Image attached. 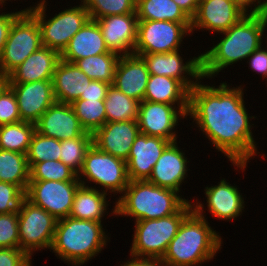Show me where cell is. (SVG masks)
I'll list each match as a JSON object with an SVG mask.
<instances>
[{"mask_svg":"<svg viewBox=\"0 0 267 266\" xmlns=\"http://www.w3.org/2000/svg\"><path fill=\"white\" fill-rule=\"evenodd\" d=\"M201 82L189 91L187 116L192 117L218 152L245 170L258 150L251 130L254 124L249 121L256 117L248 115L243 88L230 87L226 81L217 88Z\"/></svg>","mask_w":267,"mask_h":266,"instance_id":"6da1fadb","label":"cell"},{"mask_svg":"<svg viewBox=\"0 0 267 266\" xmlns=\"http://www.w3.org/2000/svg\"><path fill=\"white\" fill-rule=\"evenodd\" d=\"M196 201V205L192 203L193 211L183 220L161 259L165 266H200L212 260L222 248L220 234L205 219V206Z\"/></svg>","mask_w":267,"mask_h":266,"instance_id":"7a4b0ae2","label":"cell"},{"mask_svg":"<svg viewBox=\"0 0 267 266\" xmlns=\"http://www.w3.org/2000/svg\"><path fill=\"white\" fill-rule=\"evenodd\" d=\"M264 32L260 14L245 15L238 23L222 33L224 37L220 42L201 54L202 77L212 79L229 65L243 59L247 60L262 45Z\"/></svg>","mask_w":267,"mask_h":266,"instance_id":"3957f363","label":"cell"},{"mask_svg":"<svg viewBox=\"0 0 267 266\" xmlns=\"http://www.w3.org/2000/svg\"><path fill=\"white\" fill-rule=\"evenodd\" d=\"M108 239L101 222L68 216L57 220L51 250L64 262L81 266L101 253Z\"/></svg>","mask_w":267,"mask_h":266,"instance_id":"277c9868","label":"cell"},{"mask_svg":"<svg viewBox=\"0 0 267 266\" xmlns=\"http://www.w3.org/2000/svg\"><path fill=\"white\" fill-rule=\"evenodd\" d=\"M115 201L112 213L131 216L135 221L158 219L175 214L188 199L175 190L144 181H129L122 196Z\"/></svg>","mask_w":267,"mask_h":266,"instance_id":"5b68a950","label":"cell"},{"mask_svg":"<svg viewBox=\"0 0 267 266\" xmlns=\"http://www.w3.org/2000/svg\"><path fill=\"white\" fill-rule=\"evenodd\" d=\"M192 211V202L187 201L175 214L170 216L135 221L130 256L161 260L169 243L178 233L183 220Z\"/></svg>","mask_w":267,"mask_h":266,"instance_id":"8992f818","label":"cell"},{"mask_svg":"<svg viewBox=\"0 0 267 266\" xmlns=\"http://www.w3.org/2000/svg\"><path fill=\"white\" fill-rule=\"evenodd\" d=\"M36 4L33 7H27L26 10L36 18L40 26L42 45L56 50L59 54L64 51L71 38L90 19L89 12L82 2L79 6L64 9L49 19L46 17V0H40Z\"/></svg>","mask_w":267,"mask_h":266,"instance_id":"52a82bcc","label":"cell"},{"mask_svg":"<svg viewBox=\"0 0 267 266\" xmlns=\"http://www.w3.org/2000/svg\"><path fill=\"white\" fill-rule=\"evenodd\" d=\"M40 26L26 9L14 19L0 56V76L7 77L33 52L42 47Z\"/></svg>","mask_w":267,"mask_h":266,"instance_id":"ba28073f","label":"cell"},{"mask_svg":"<svg viewBox=\"0 0 267 266\" xmlns=\"http://www.w3.org/2000/svg\"><path fill=\"white\" fill-rule=\"evenodd\" d=\"M78 180L83 186H87L85 182L89 180L88 182L101 185L103 192L109 191L113 194H122L130 181L126 161L100 151L94 144L85 154L83 167L78 173Z\"/></svg>","mask_w":267,"mask_h":266,"instance_id":"9c48e42d","label":"cell"},{"mask_svg":"<svg viewBox=\"0 0 267 266\" xmlns=\"http://www.w3.org/2000/svg\"><path fill=\"white\" fill-rule=\"evenodd\" d=\"M56 223L51 214L24 198L18 210L20 249L30 257L35 251L51 249Z\"/></svg>","mask_w":267,"mask_h":266,"instance_id":"30bf717a","label":"cell"},{"mask_svg":"<svg viewBox=\"0 0 267 266\" xmlns=\"http://www.w3.org/2000/svg\"><path fill=\"white\" fill-rule=\"evenodd\" d=\"M185 35H191V23L138 20L133 54L169 53L180 50Z\"/></svg>","mask_w":267,"mask_h":266,"instance_id":"8fae6325","label":"cell"},{"mask_svg":"<svg viewBox=\"0 0 267 266\" xmlns=\"http://www.w3.org/2000/svg\"><path fill=\"white\" fill-rule=\"evenodd\" d=\"M80 181H29L25 198L55 219L69 216Z\"/></svg>","mask_w":267,"mask_h":266,"instance_id":"7c38bea8","label":"cell"},{"mask_svg":"<svg viewBox=\"0 0 267 266\" xmlns=\"http://www.w3.org/2000/svg\"><path fill=\"white\" fill-rule=\"evenodd\" d=\"M189 106L141 101L137 123L141 134L164 138L176 142L174 129L181 118H187ZM180 117V118H179ZM174 131V132H173Z\"/></svg>","mask_w":267,"mask_h":266,"instance_id":"4fadbf2b","label":"cell"},{"mask_svg":"<svg viewBox=\"0 0 267 266\" xmlns=\"http://www.w3.org/2000/svg\"><path fill=\"white\" fill-rule=\"evenodd\" d=\"M136 55L143 58L150 74L163 75L177 79L189 91L200 81V79L203 80L201 55L193 57V59L190 58V60H187L185 63L183 62L184 59H182L179 54V50L169 53Z\"/></svg>","mask_w":267,"mask_h":266,"instance_id":"5bb4252c","label":"cell"},{"mask_svg":"<svg viewBox=\"0 0 267 266\" xmlns=\"http://www.w3.org/2000/svg\"><path fill=\"white\" fill-rule=\"evenodd\" d=\"M248 12L234 0H200L191 19V33L201 29L221 34L238 23Z\"/></svg>","mask_w":267,"mask_h":266,"instance_id":"9a60e30c","label":"cell"},{"mask_svg":"<svg viewBox=\"0 0 267 266\" xmlns=\"http://www.w3.org/2000/svg\"><path fill=\"white\" fill-rule=\"evenodd\" d=\"M13 89L20 118L35 124L44 112L56 102L52 80L29 83H8Z\"/></svg>","mask_w":267,"mask_h":266,"instance_id":"2e32d148","label":"cell"},{"mask_svg":"<svg viewBox=\"0 0 267 266\" xmlns=\"http://www.w3.org/2000/svg\"><path fill=\"white\" fill-rule=\"evenodd\" d=\"M35 131L60 141L93 136L82 128L71 104L57 101L35 123Z\"/></svg>","mask_w":267,"mask_h":266,"instance_id":"e0dca14e","label":"cell"},{"mask_svg":"<svg viewBox=\"0 0 267 266\" xmlns=\"http://www.w3.org/2000/svg\"><path fill=\"white\" fill-rule=\"evenodd\" d=\"M109 51L131 55L137 40V13L110 15L96 19Z\"/></svg>","mask_w":267,"mask_h":266,"instance_id":"ac0fdd59","label":"cell"},{"mask_svg":"<svg viewBox=\"0 0 267 266\" xmlns=\"http://www.w3.org/2000/svg\"><path fill=\"white\" fill-rule=\"evenodd\" d=\"M170 143V141L161 137L139 133L132 144L129 157L126 160L129 180H148L153 166Z\"/></svg>","mask_w":267,"mask_h":266,"instance_id":"d6986e66","label":"cell"},{"mask_svg":"<svg viewBox=\"0 0 267 266\" xmlns=\"http://www.w3.org/2000/svg\"><path fill=\"white\" fill-rule=\"evenodd\" d=\"M139 133L137 120L106 122L93 134V144L100 151L126 161Z\"/></svg>","mask_w":267,"mask_h":266,"instance_id":"ffe728a7","label":"cell"},{"mask_svg":"<svg viewBox=\"0 0 267 266\" xmlns=\"http://www.w3.org/2000/svg\"><path fill=\"white\" fill-rule=\"evenodd\" d=\"M150 73L143 58L136 54L121 55L118 59L113 86L126 96L144 100Z\"/></svg>","mask_w":267,"mask_h":266,"instance_id":"44dd1931","label":"cell"},{"mask_svg":"<svg viewBox=\"0 0 267 266\" xmlns=\"http://www.w3.org/2000/svg\"><path fill=\"white\" fill-rule=\"evenodd\" d=\"M182 151L178 147L177 141L170 143L153 166L152 173L147 181L179 193L181 184L187 177L186 173L190 170L187 167L188 158Z\"/></svg>","mask_w":267,"mask_h":266,"instance_id":"7402d4cb","label":"cell"},{"mask_svg":"<svg viewBox=\"0 0 267 266\" xmlns=\"http://www.w3.org/2000/svg\"><path fill=\"white\" fill-rule=\"evenodd\" d=\"M59 60L60 54L56 50L42 46L7 76V82L29 83L53 80L54 70Z\"/></svg>","mask_w":267,"mask_h":266,"instance_id":"603a6c76","label":"cell"},{"mask_svg":"<svg viewBox=\"0 0 267 266\" xmlns=\"http://www.w3.org/2000/svg\"><path fill=\"white\" fill-rule=\"evenodd\" d=\"M238 189L225 178L221 179L218 185L205 187L207 208L213 217L230 221L242 214L245 201Z\"/></svg>","mask_w":267,"mask_h":266,"instance_id":"cb8c5ba5","label":"cell"},{"mask_svg":"<svg viewBox=\"0 0 267 266\" xmlns=\"http://www.w3.org/2000/svg\"><path fill=\"white\" fill-rule=\"evenodd\" d=\"M96 20L89 19L85 25L71 38L67 47L60 54V59L74 63L77 60L110 53Z\"/></svg>","mask_w":267,"mask_h":266,"instance_id":"d4e9b609","label":"cell"},{"mask_svg":"<svg viewBox=\"0 0 267 266\" xmlns=\"http://www.w3.org/2000/svg\"><path fill=\"white\" fill-rule=\"evenodd\" d=\"M90 81L91 79L75 63L60 59L52 80L56 101L71 104L85 92Z\"/></svg>","mask_w":267,"mask_h":266,"instance_id":"484cf974","label":"cell"},{"mask_svg":"<svg viewBox=\"0 0 267 266\" xmlns=\"http://www.w3.org/2000/svg\"><path fill=\"white\" fill-rule=\"evenodd\" d=\"M93 187L88 185L78 187L74 195L70 217L95 222L102 221L109 205V200H106L108 194Z\"/></svg>","mask_w":267,"mask_h":266,"instance_id":"4316f807","label":"cell"},{"mask_svg":"<svg viewBox=\"0 0 267 266\" xmlns=\"http://www.w3.org/2000/svg\"><path fill=\"white\" fill-rule=\"evenodd\" d=\"M144 101L189 106V90L177 79L150 74Z\"/></svg>","mask_w":267,"mask_h":266,"instance_id":"83f0119b","label":"cell"},{"mask_svg":"<svg viewBox=\"0 0 267 266\" xmlns=\"http://www.w3.org/2000/svg\"><path fill=\"white\" fill-rule=\"evenodd\" d=\"M138 20L191 23V19L173 0H137Z\"/></svg>","mask_w":267,"mask_h":266,"instance_id":"f1b7e54d","label":"cell"},{"mask_svg":"<svg viewBox=\"0 0 267 266\" xmlns=\"http://www.w3.org/2000/svg\"><path fill=\"white\" fill-rule=\"evenodd\" d=\"M0 181L17 185L26 192L30 181L26 154L0 149Z\"/></svg>","mask_w":267,"mask_h":266,"instance_id":"f546056e","label":"cell"},{"mask_svg":"<svg viewBox=\"0 0 267 266\" xmlns=\"http://www.w3.org/2000/svg\"><path fill=\"white\" fill-rule=\"evenodd\" d=\"M139 103L110 85L104 99L106 122L137 120Z\"/></svg>","mask_w":267,"mask_h":266,"instance_id":"4dcf8cb0","label":"cell"},{"mask_svg":"<svg viewBox=\"0 0 267 266\" xmlns=\"http://www.w3.org/2000/svg\"><path fill=\"white\" fill-rule=\"evenodd\" d=\"M119 57L118 53L111 51L110 53L86 57L74 63L89 79L104 81L112 85Z\"/></svg>","mask_w":267,"mask_h":266,"instance_id":"1f68e13d","label":"cell"},{"mask_svg":"<svg viewBox=\"0 0 267 266\" xmlns=\"http://www.w3.org/2000/svg\"><path fill=\"white\" fill-rule=\"evenodd\" d=\"M35 124L20 121L0 126V149L27 154Z\"/></svg>","mask_w":267,"mask_h":266,"instance_id":"d6a6232c","label":"cell"},{"mask_svg":"<svg viewBox=\"0 0 267 266\" xmlns=\"http://www.w3.org/2000/svg\"><path fill=\"white\" fill-rule=\"evenodd\" d=\"M71 106L87 133L93 135L106 123L104 100L77 99L71 103Z\"/></svg>","mask_w":267,"mask_h":266,"instance_id":"836d02e7","label":"cell"},{"mask_svg":"<svg viewBox=\"0 0 267 266\" xmlns=\"http://www.w3.org/2000/svg\"><path fill=\"white\" fill-rule=\"evenodd\" d=\"M30 181H79L78 174L62 161L48 160L30 167Z\"/></svg>","mask_w":267,"mask_h":266,"instance_id":"e575fe53","label":"cell"},{"mask_svg":"<svg viewBox=\"0 0 267 266\" xmlns=\"http://www.w3.org/2000/svg\"><path fill=\"white\" fill-rule=\"evenodd\" d=\"M61 141L34 132L26 154L29 167L48 160L60 161Z\"/></svg>","mask_w":267,"mask_h":266,"instance_id":"d590c367","label":"cell"},{"mask_svg":"<svg viewBox=\"0 0 267 266\" xmlns=\"http://www.w3.org/2000/svg\"><path fill=\"white\" fill-rule=\"evenodd\" d=\"M92 144L93 136H80L61 141L60 161L78 174L83 167L85 154Z\"/></svg>","mask_w":267,"mask_h":266,"instance_id":"8d00e7d4","label":"cell"},{"mask_svg":"<svg viewBox=\"0 0 267 266\" xmlns=\"http://www.w3.org/2000/svg\"><path fill=\"white\" fill-rule=\"evenodd\" d=\"M90 19L136 13L137 0H82Z\"/></svg>","mask_w":267,"mask_h":266,"instance_id":"74e56055","label":"cell"},{"mask_svg":"<svg viewBox=\"0 0 267 266\" xmlns=\"http://www.w3.org/2000/svg\"><path fill=\"white\" fill-rule=\"evenodd\" d=\"M0 248H20L18 212L0 214Z\"/></svg>","mask_w":267,"mask_h":266,"instance_id":"f35d334b","label":"cell"},{"mask_svg":"<svg viewBox=\"0 0 267 266\" xmlns=\"http://www.w3.org/2000/svg\"><path fill=\"white\" fill-rule=\"evenodd\" d=\"M25 192L17 185L0 181V214L18 212Z\"/></svg>","mask_w":267,"mask_h":266,"instance_id":"ab89813d","label":"cell"},{"mask_svg":"<svg viewBox=\"0 0 267 266\" xmlns=\"http://www.w3.org/2000/svg\"><path fill=\"white\" fill-rule=\"evenodd\" d=\"M22 121L13 89L7 85L0 92V126Z\"/></svg>","mask_w":267,"mask_h":266,"instance_id":"60d3db41","label":"cell"},{"mask_svg":"<svg viewBox=\"0 0 267 266\" xmlns=\"http://www.w3.org/2000/svg\"><path fill=\"white\" fill-rule=\"evenodd\" d=\"M31 260L20 248H0V266H31Z\"/></svg>","mask_w":267,"mask_h":266,"instance_id":"b9f144b4","label":"cell"},{"mask_svg":"<svg viewBox=\"0 0 267 266\" xmlns=\"http://www.w3.org/2000/svg\"><path fill=\"white\" fill-rule=\"evenodd\" d=\"M263 45L256 49L247 59V63H249V67L255 73H260L262 78L267 77V49Z\"/></svg>","mask_w":267,"mask_h":266,"instance_id":"7bdbcfd3","label":"cell"},{"mask_svg":"<svg viewBox=\"0 0 267 266\" xmlns=\"http://www.w3.org/2000/svg\"><path fill=\"white\" fill-rule=\"evenodd\" d=\"M111 84L98 81L91 80L89 84H87V88L85 92H83L79 99L82 100H104L106 98L107 90Z\"/></svg>","mask_w":267,"mask_h":266,"instance_id":"ee69618b","label":"cell"},{"mask_svg":"<svg viewBox=\"0 0 267 266\" xmlns=\"http://www.w3.org/2000/svg\"><path fill=\"white\" fill-rule=\"evenodd\" d=\"M17 11V12H11V13H6L2 12L0 14V56L3 51L5 42L7 40L8 32L10 29L11 24L13 23L14 19L22 12Z\"/></svg>","mask_w":267,"mask_h":266,"instance_id":"f6af8a7d","label":"cell"},{"mask_svg":"<svg viewBox=\"0 0 267 266\" xmlns=\"http://www.w3.org/2000/svg\"><path fill=\"white\" fill-rule=\"evenodd\" d=\"M192 19L198 9L200 0H173Z\"/></svg>","mask_w":267,"mask_h":266,"instance_id":"bcb514c9","label":"cell"},{"mask_svg":"<svg viewBox=\"0 0 267 266\" xmlns=\"http://www.w3.org/2000/svg\"><path fill=\"white\" fill-rule=\"evenodd\" d=\"M121 266H165L159 259L134 258L120 264Z\"/></svg>","mask_w":267,"mask_h":266,"instance_id":"7dc6e473","label":"cell"},{"mask_svg":"<svg viewBox=\"0 0 267 266\" xmlns=\"http://www.w3.org/2000/svg\"><path fill=\"white\" fill-rule=\"evenodd\" d=\"M234 1L238 3L243 9H245L248 13H258L259 7L262 3L261 0H234ZM248 8H250V10Z\"/></svg>","mask_w":267,"mask_h":266,"instance_id":"c3c4849f","label":"cell"},{"mask_svg":"<svg viewBox=\"0 0 267 266\" xmlns=\"http://www.w3.org/2000/svg\"><path fill=\"white\" fill-rule=\"evenodd\" d=\"M258 14L260 15H267V0H263V2L261 3L259 10H258Z\"/></svg>","mask_w":267,"mask_h":266,"instance_id":"681fc988","label":"cell"},{"mask_svg":"<svg viewBox=\"0 0 267 266\" xmlns=\"http://www.w3.org/2000/svg\"><path fill=\"white\" fill-rule=\"evenodd\" d=\"M8 85L7 77L0 76V92Z\"/></svg>","mask_w":267,"mask_h":266,"instance_id":"f907efd6","label":"cell"},{"mask_svg":"<svg viewBox=\"0 0 267 266\" xmlns=\"http://www.w3.org/2000/svg\"><path fill=\"white\" fill-rule=\"evenodd\" d=\"M263 21L264 30L267 29V15H261ZM267 37V36H266ZM267 42V41H266ZM267 47V46H266Z\"/></svg>","mask_w":267,"mask_h":266,"instance_id":"816d5d0a","label":"cell"},{"mask_svg":"<svg viewBox=\"0 0 267 266\" xmlns=\"http://www.w3.org/2000/svg\"><path fill=\"white\" fill-rule=\"evenodd\" d=\"M5 1H8V0H0V6L2 5H4V3H6Z\"/></svg>","mask_w":267,"mask_h":266,"instance_id":"f5cc1de1","label":"cell"}]
</instances>
